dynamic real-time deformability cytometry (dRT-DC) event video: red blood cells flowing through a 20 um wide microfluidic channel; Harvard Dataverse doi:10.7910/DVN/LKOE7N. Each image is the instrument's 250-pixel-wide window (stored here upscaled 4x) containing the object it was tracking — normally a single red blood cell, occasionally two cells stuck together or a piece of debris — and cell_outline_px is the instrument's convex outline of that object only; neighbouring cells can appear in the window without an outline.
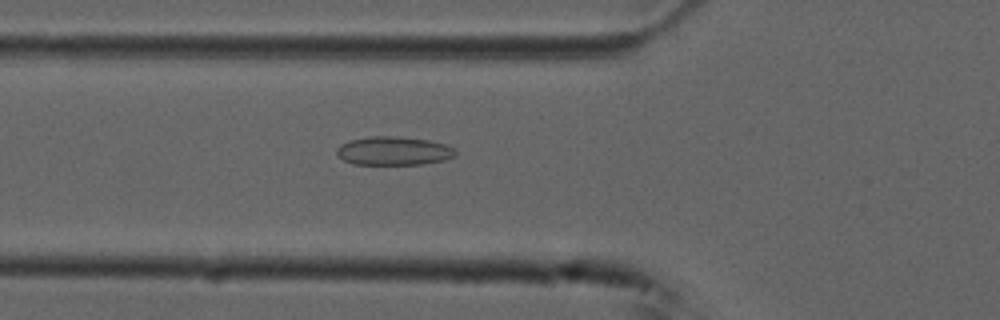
{"species": "common noctule bat (a hibernating species)", "species_latin": "Nyctalus noctula", "temperature_condition": "cold", "stored_images_in_passage": 44, "camera_frame_rate_fps": 3000, "um_per_image_px": 0.085, "animal": {"sex": "male", "forearm_length_mm": 52.5}, "frame": {"image": 1, "passage_image": 18, "time_ms": 5.667, "image_size_px": [1000, 320], "cell_outline_px": [[456, 156], [444, 160], [420, 164], [352, 164], [344, 160], [336, 152], [336, 148], [340, 144], [348, 140], [372, 136], [396, 136], [428, 140], [448, 144], [456, 148]], "centroid_in_image_um": [33.48, 12.81], "position_along_channel_um": 92.3, "area_um2": 19.94}}
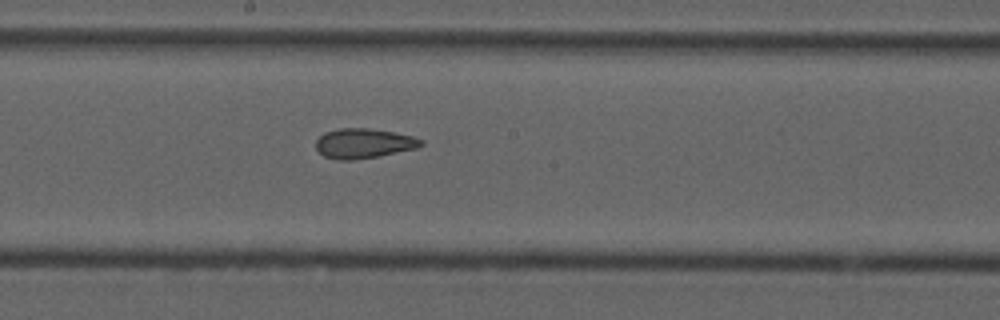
{"frame": {"image": 2, "passage_image": 28, "time_ms": 9.0, "image_size_px": [1000, 320], "cell_outline_px": [[424, 144], [416, 148], [380, 156], [352, 160], [336, 160], [324, 156], [316, 148], [316, 140], [324, 132], [340, 128], [368, 128], [392, 132], [412, 136], [424, 140]], "centroid_in_image_um": [30.9, 12.19], "position_along_channel_um": 217.3, "area_um2": 18.26}}
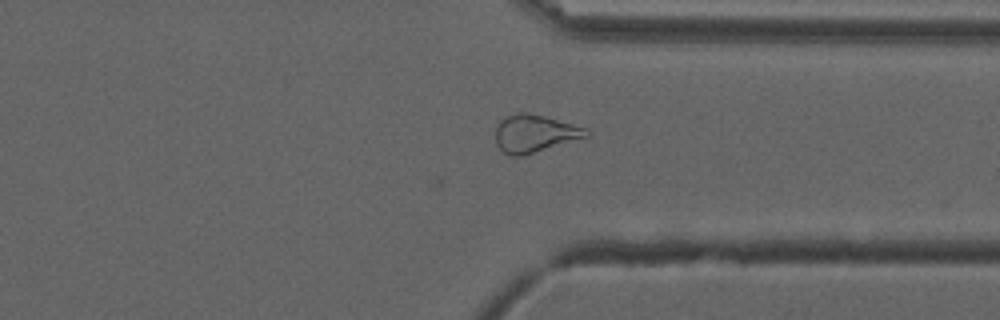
{"frame": {"image": 3, "passage_image": 40, "time_ms": 13.0, "image_size_px": [1000, 320], "cell_outline_px": [[592, 136], [524, 156], [512, 156], [504, 152], [496, 144], [496, 128], [500, 120], [508, 116], [520, 112], [524, 112], [544, 116], [588, 128], [592, 132]], "centroid_in_image_um": [45.52, 11.37], "position_along_channel_um": 365.9, "area_um2": 20.17}, "authors_computed_cell_mechanics": {"area_um2": 19.8543, "velocity_mm_per_s": 3.7365, "shape_relaxation_time_tau1_ms": null, "shape_relaxation_time_tau2_ms": 3.1898, "deformation_change_tau1": null, "deformation_change_tau2": 0.101}}